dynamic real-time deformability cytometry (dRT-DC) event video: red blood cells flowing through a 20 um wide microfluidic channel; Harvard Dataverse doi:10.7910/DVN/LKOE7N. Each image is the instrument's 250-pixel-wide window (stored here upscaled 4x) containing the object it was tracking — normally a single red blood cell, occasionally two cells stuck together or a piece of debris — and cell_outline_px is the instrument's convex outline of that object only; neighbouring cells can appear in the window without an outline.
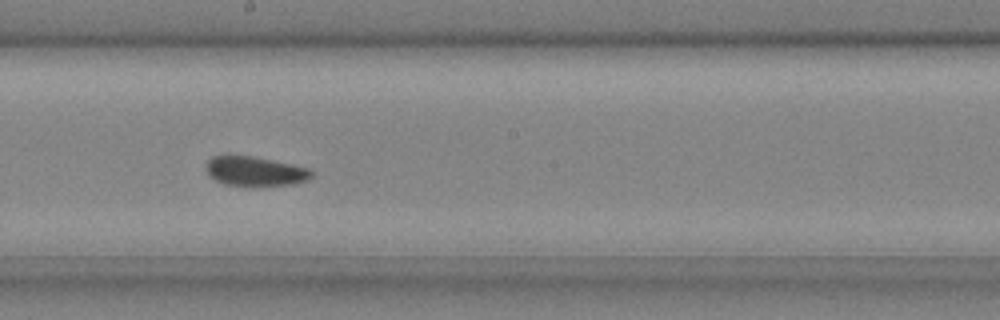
{"species": "common noctule bat (a hibernating species)", "species_latin": "Nyctalus noctula", "temperature_condition": "cold", "stored_images_in_passage": 35, "camera_frame_rate_fps": 3000, "um_per_image_px": 0.085, "animal": {"sex": "male", "body_mass_g": 20.4}, "frame": {"image": 1, "passage_image": 16, "time_ms": 5.0, "image_size_px": [1000, 320], "cell_outline_px": [[316, 172], [308, 180], [292, 184], [256, 188], [224, 184], [208, 176], [204, 168], [208, 160], [212, 156], [228, 152], [252, 156], [292, 164], [308, 168]], "centroid_in_image_um": [21.62, 14.55], "position_along_channel_um": 226.6, "area_um2": 19.31}, "authors_computed_cell_mechanics": {"area_um2": 18.496, "velocity_mm_per_s": 4.2166, "shape_relaxation_time_tau1_ms": 1.7716, "shape_relaxation_time_tau2_ms": 1.6558, "deformation_change_tau1": 0.0401, "deformation_change_tau2": 0.0513}}